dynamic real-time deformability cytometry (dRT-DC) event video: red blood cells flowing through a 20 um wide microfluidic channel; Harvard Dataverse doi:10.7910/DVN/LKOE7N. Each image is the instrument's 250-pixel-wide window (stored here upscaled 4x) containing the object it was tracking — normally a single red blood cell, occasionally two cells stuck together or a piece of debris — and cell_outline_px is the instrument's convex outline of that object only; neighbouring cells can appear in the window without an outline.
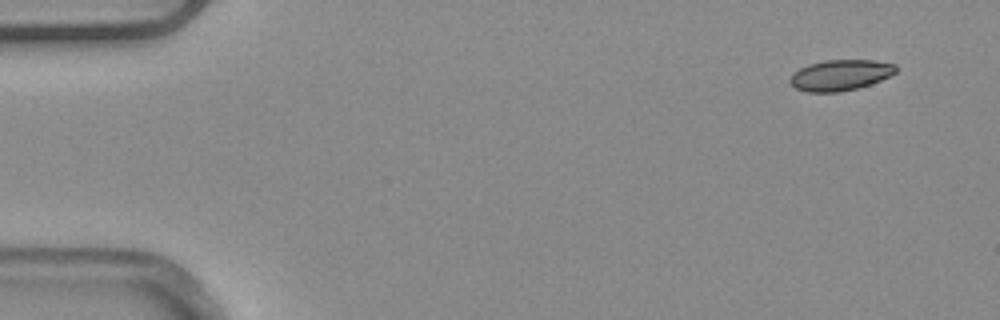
{"species": "common noctule bat (a hibernating species)", "species_latin": "Nyctalus noctula", "temperature_condition": "warm", "stored_images_in_passage": 3, "camera_frame_rate_fps": 3000, "um_per_image_px": 0.085, "animal": {"sex": "male", "body_mass_g": 20.4}, "frame": {"image": 1, "passage_image": 1, "time_ms": 0.0, "image_size_px": [1000, 320], "cell_outline_px": [[896, 72], [872, 84], [840, 92], [808, 92], [796, 88], [788, 80], [800, 68], [808, 64], [824, 60], [876, 60], [896, 64]], "centroid_in_image_um": [71.45, 6.38], "position_along_channel_um": 13.6, "area_um2": 18.9}}